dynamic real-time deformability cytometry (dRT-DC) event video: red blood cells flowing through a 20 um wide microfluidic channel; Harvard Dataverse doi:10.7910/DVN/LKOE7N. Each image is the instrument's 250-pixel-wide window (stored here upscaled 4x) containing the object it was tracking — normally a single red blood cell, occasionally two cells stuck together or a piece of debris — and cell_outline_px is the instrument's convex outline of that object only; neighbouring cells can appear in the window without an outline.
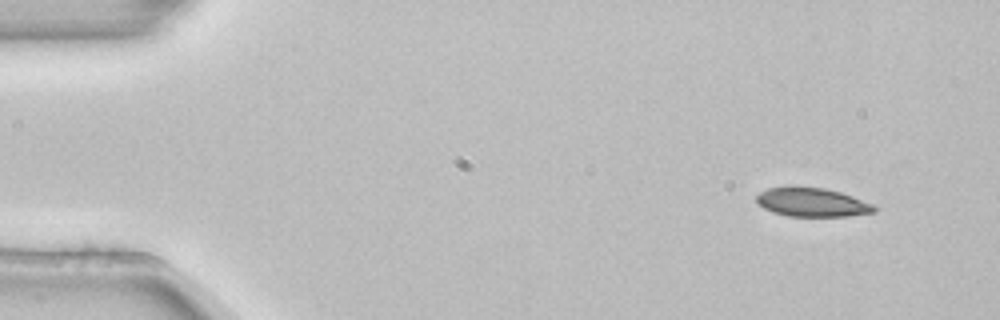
{"species": "common noctule bat (a hibernating species)", "species_latin": "Nyctalus noctula", "temperature_condition": "room temperature", "stored_images_in_passage": 4, "camera_frame_rate_fps": 3000, "um_per_image_px": 0.085, "animal": {"sex": "female", "body_mass_g": 22.7, "forearm_length_mm": 54.2}, "frame": {"image": 1, "passage_image": 1, "time_ms": 0.0, "image_size_px": [1000, 320], "cell_outline_px": [[876, 212], [848, 216], [788, 216], [772, 212], [756, 204], [756, 196], [760, 192], [768, 188], [792, 184], [824, 188], [840, 192], [852, 196], [872, 204], [876, 208]], "centroid_in_image_um": [68.96, 17.16], "position_along_channel_um": 16.0, "area_um2": 20.23}}
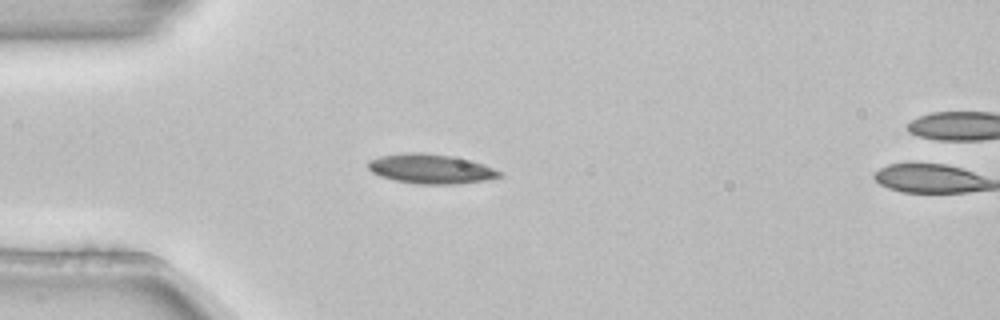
{"frame": {"image": 2, "passage_image": 3, "time_ms": 0.667, "image_size_px": [1000, 320], "cell_outline_px": [[500, 176], [484, 180], [456, 184], [416, 184], [392, 180], [380, 176], [372, 172], [368, 168], [368, 160], [380, 156], [404, 152], [420, 152], [452, 156], [472, 160], [484, 164], [500, 172]], "centroid_in_image_um": [36.56, 14.34], "position_along_channel_um": 48.4, "area_um2": 22.66}}